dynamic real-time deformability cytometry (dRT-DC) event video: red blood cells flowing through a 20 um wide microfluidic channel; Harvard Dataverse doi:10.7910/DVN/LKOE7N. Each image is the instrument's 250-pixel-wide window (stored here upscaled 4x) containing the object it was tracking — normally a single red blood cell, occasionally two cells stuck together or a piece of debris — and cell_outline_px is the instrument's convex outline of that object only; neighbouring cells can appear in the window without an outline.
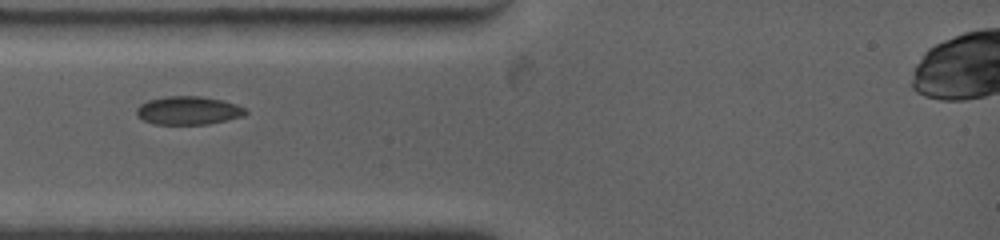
{"species": "common noctule bat (a hibernating species)", "species_latin": "Nyctalus noctula", "temperature_condition": "warm", "stored_images_in_passage": 5, "camera_frame_rate_fps": 4500, "um_per_image_px": 0.085, "animal": {"sex": "female", "body_mass_g": 19.0, "forearm_length_mm": 53.3}, "frame": {"image": 1, "passage_image": 1, "time_ms": 0.0, "image_size_px": [1000, 240], "cell_outline_px": [[248, 112], [244, 116], [208, 124], [152, 124], [136, 116], [136, 108], [140, 104], [148, 100], [164, 96], [200, 96], [220, 100], [236, 104], [248, 108]], "centroid_in_image_um": [16.0, 9.39], "position_along_channel_um": 69.0, "area_um2": 18.15}}
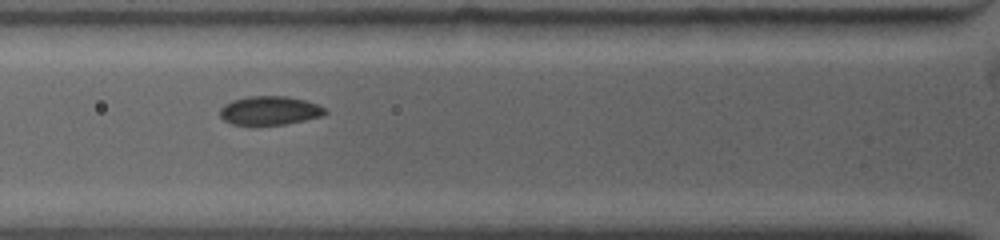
{"frame": {"image": 2, "passage_image": 2, "time_ms": 0.889, "image_size_px": [1000, 240], "cell_outline_px": [[328, 112], [324, 116], [284, 124], [232, 124], [224, 120], [220, 116], [220, 108], [224, 104], [232, 100], [248, 96], [288, 96], [304, 100], [316, 104], [324, 108]], "centroid_in_image_um": [22.92, 9.38], "position_along_channel_um": 102.9, "area_um2": 17.51}}
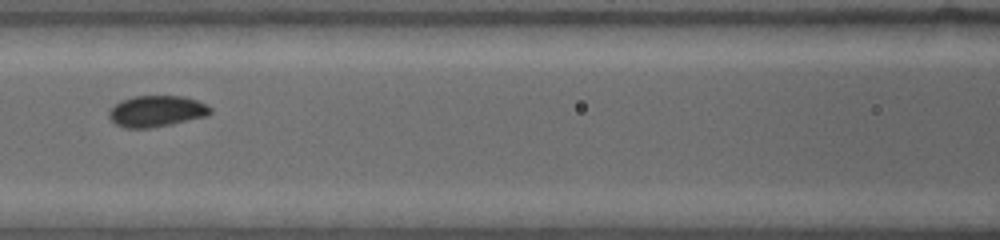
{"frame": {"image": 3, "passage_image": 4, "time_ms": 2.222, "image_size_px": [1000, 240], "cell_outline_px": [[212, 112], [204, 116], [168, 124], [148, 128], [124, 128], [116, 124], [108, 116], [108, 112], [120, 100], [136, 96], [184, 96], [196, 100], [212, 108]], "centroid_in_image_um": [13.27, 9.44], "position_along_channel_um": 153.3, "area_um2": 18.09}}